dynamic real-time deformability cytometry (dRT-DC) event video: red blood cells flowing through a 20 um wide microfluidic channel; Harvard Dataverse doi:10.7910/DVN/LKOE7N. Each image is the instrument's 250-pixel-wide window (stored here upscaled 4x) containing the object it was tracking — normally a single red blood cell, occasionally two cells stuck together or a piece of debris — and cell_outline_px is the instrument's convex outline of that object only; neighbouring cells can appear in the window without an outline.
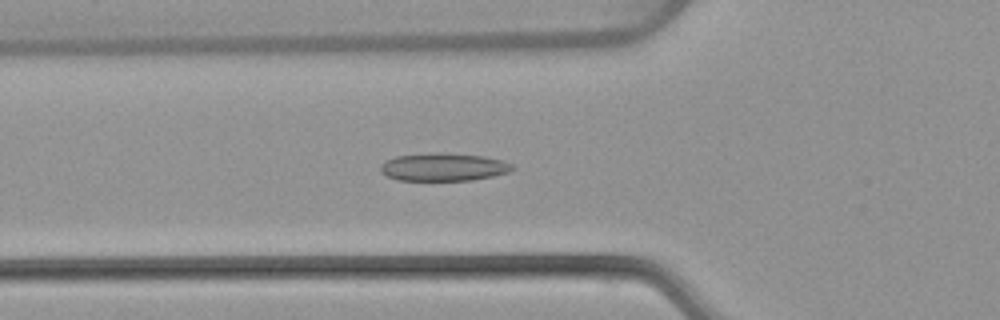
{"species": "common noctule bat (a hibernating species)", "species_latin": "Nyctalus noctula", "temperature_condition": "warm", "stored_images_in_passage": 52, "camera_frame_rate_fps": 3000, "um_per_image_px": 0.085, "animal": {"sex": "female", "body_mass_g": 22.7, "forearm_length_mm": 54.2}, "frame": {"image": 1, "passage_image": 18, "time_ms": 5.667, "image_size_px": [1000, 320], "cell_outline_px": [[516, 168], [508, 172], [492, 176], [472, 180], [396, 180], [380, 172], [380, 164], [396, 156], [484, 156], [500, 160], [512, 164]], "centroid_in_image_um": [37.71, 14.26], "position_along_channel_um": 88.1, "area_um2": 20.06}}
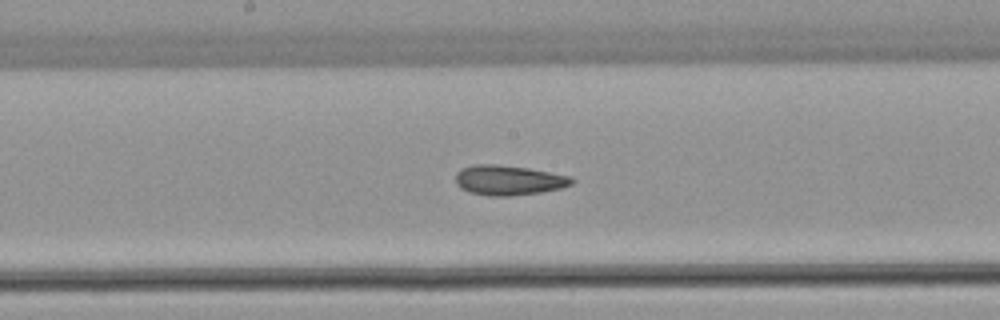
{"frame": {"image": 2, "passage_image": 27, "time_ms": 8.667, "image_size_px": [1000, 320], "cell_outline_px": [[576, 180], [572, 184], [560, 188], [540, 192], [508, 196], [488, 196], [468, 192], [460, 188], [456, 184], [456, 172], [460, 168], [472, 164], [496, 164], [528, 168], [572, 176]], "centroid_in_image_um": [43.2, 15.31], "position_along_channel_um": 205.0, "area_um2": 20.46}}
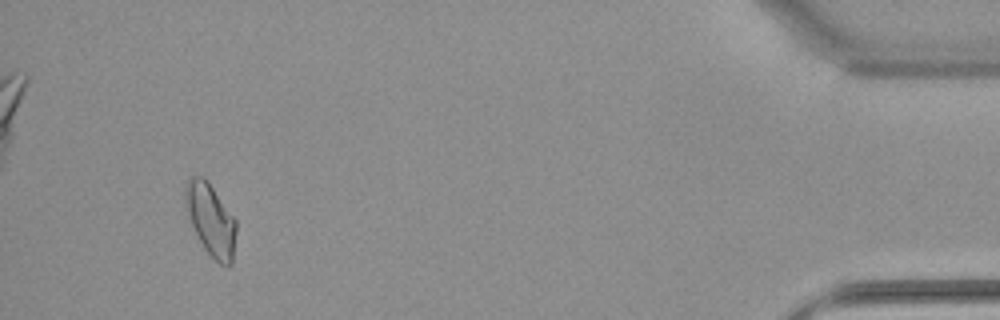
{"frame": {"image": 3, "passage_image": 49, "time_ms": 16.0, "image_size_px": [1000, 320], "cell_outline_px": [[236, 232], [232, 264], [228, 268], [220, 264], [204, 248], [184, 208], [184, 188], [188, 176], [204, 176], [208, 180], [236, 220]], "centroid_in_image_um": [17.9, 18.63], "position_along_channel_um": 417.3, "area_um2": 21.56}, "authors_computed_cell_mechanics": {"area_um2": 20.3745, "velocity_mm_per_s": 3.887, "shape_relaxation_time_tau1_ms": null, "shape_relaxation_time_tau2_ms": 3.9469, "deformation_change_tau1": null, "deformation_change_tau2": 0.1138}}